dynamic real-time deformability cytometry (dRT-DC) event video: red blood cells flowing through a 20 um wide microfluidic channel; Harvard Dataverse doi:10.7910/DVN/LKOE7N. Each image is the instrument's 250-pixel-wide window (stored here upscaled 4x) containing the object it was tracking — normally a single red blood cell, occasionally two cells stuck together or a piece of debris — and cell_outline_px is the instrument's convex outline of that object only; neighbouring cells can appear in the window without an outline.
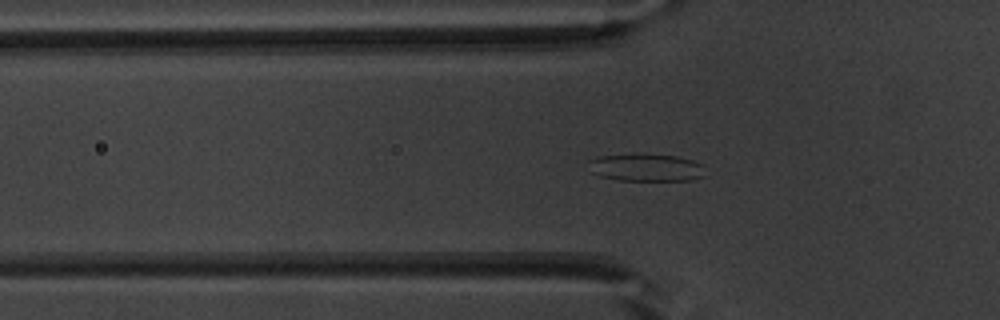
{"species": "common noctule bat (a hibernating species)", "species_latin": "Nyctalus noctula", "temperature_condition": "warm", "stored_images_in_passage": 48, "camera_frame_rate_fps": 3000, "um_per_image_px": 0.085, "animal": {"sex": "male", "body_mass_g": 20.1, "forearm_length_mm": 53.5}, "frame": {"image": 1, "passage_image": 17, "time_ms": 5.333, "image_size_px": [1000, 320], "cell_outline_px": [[704, 176], [692, 180], [620, 180], [600, 176], [588, 172], [588, 160], [600, 156], [632, 152], [676, 156], [692, 160], [704, 164]], "centroid_in_image_um": [54.87, 14.21], "position_along_channel_um": 70.9, "area_um2": 19.31}}
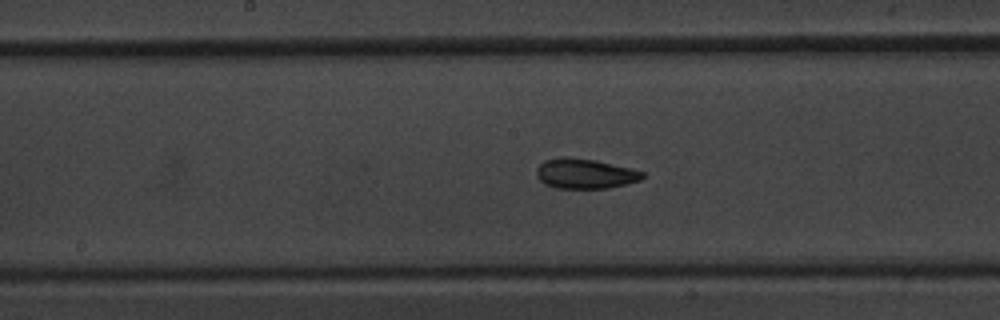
{"frame": {"image": 2, "passage_image": 27, "time_ms": 8.667, "image_size_px": [1000, 320], "cell_outline_px": [[644, 176], [640, 180], [608, 188], [556, 188], [544, 184], [536, 176], [536, 168], [544, 160], [560, 156], [564, 156], [596, 160], [644, 172]], "centroid_in_image_um": [49.66, 14.75], "position_along_channel_um": 198.5, "area_um2": 18.5}}
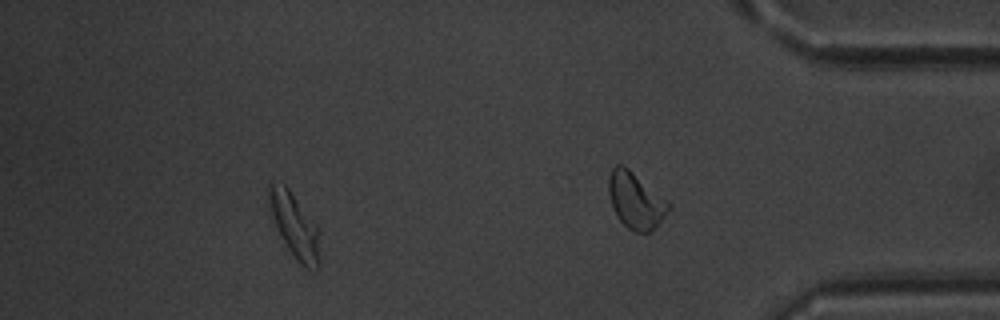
{"frame": {"image": 3, "passage_image": 42, "time_ms": 13.667, "image_size_px": [1000, 320], "cell_outline_px": [[320, 264], [316, 272], [304, 268], [296, 260], [288, 248], [276, 224], [268, 200], [268, 184], [284, 184], [288, 188], [316, 224], [320, 232]], "centroid_in_image_um": [25.12, 19.26], "position_along_channel_um": 410.1, "area_um2": 18.9}, "authors_computed_cell_mechanics": {"area_um2": 19.1896, "velocity_mm_per_s": 3.812, "shape_relaxation_time_tau1_ms": 4.4108, "shape_relaxation_time_tau2_ms": 1.9648, "deformation_change_tau1": 0.1237, "deformation_change_tau2": 0.0781}}